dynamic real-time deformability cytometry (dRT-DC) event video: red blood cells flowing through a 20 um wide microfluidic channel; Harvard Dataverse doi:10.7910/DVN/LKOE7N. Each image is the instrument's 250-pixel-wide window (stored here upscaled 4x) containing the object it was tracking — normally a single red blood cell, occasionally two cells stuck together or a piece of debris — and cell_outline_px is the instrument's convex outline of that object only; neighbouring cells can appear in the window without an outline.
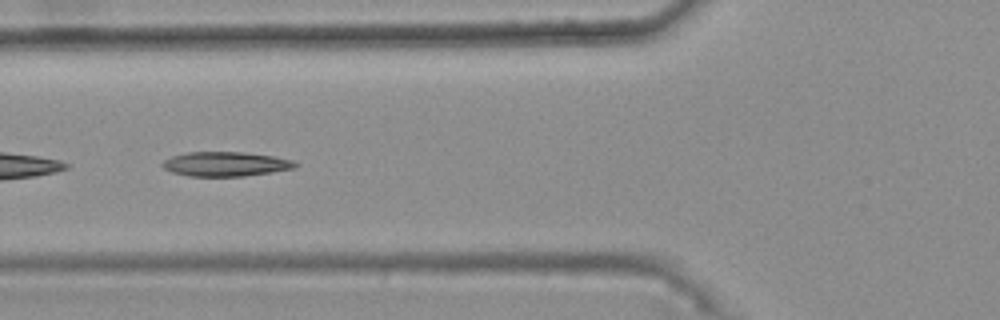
{"species": "common noctule bat (a hibernating species)", "species_latin": "Nyctalus noctula", "temperature_condition": "warm", "stored_images_in_passage": 47, "camera_frame_rate_fps": 3000, "um_per_image_px": 0.085, "animal": {"sex": "female", "body_mass_g": 25.1}, "frame": {"image": 1, "passage_image": 21, "time_ms": 6.667, "image_size_px": [1000, 320], "cell_outline_px": [[296, 164], [292, 168], [244, 176], [188, 176], [172, 172], [164, 168], [160, 164], [164, 160], [172, 156], [188, 152], [244, 152], [272, 156], [292, 160]], "centroid_in_image_um": [19.09, 13.94], "position_along_channel_um": 106.7, "area_um2": 18.61}, "authors_computed_cell_mechanics": {"area_um2": 19.4786, "velocity_mm_per_s": 3.7488, "shape_relaxation_time_tau1_ms": null, "shape_relaxation_time_tau2_ms": 3.199, "deformation_change_tau1": null, "deformation_change_tau2": 0.0845}}